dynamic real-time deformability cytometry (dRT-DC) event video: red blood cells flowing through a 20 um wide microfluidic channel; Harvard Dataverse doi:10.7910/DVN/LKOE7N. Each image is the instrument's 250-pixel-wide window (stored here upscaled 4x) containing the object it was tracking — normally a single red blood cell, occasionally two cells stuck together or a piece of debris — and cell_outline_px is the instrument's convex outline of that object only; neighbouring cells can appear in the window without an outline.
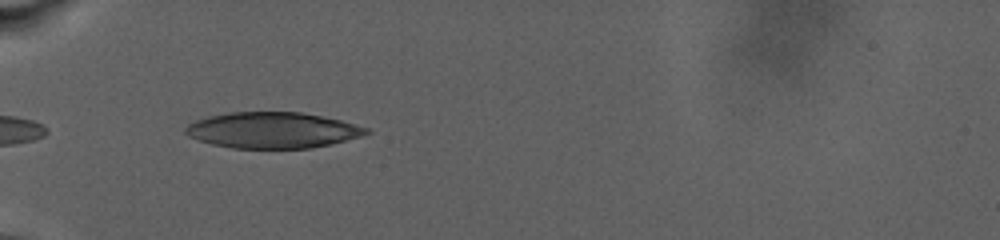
{"species": "human", "species_latin": "Homo sapiens", "temperature_condition": "warm", "stored_images_in_passage": 27, "camera_frame_rate_fps": 3000, "um_per_image_px": 0.085, "donor": {"sex": "male"}, "frame": {"image": 1, "passage_image": 1, "time_ms": 0.0, "image_size_px": [1000, 240], "cell_outline_px": [[372, 132], [360, 136], [332, 144], [312, 148], [232, 148], [212, 144], [188, 136], [184, 132], [184, 128], [188, 124], [196, 120], [208, 116], [228, 112], [300, 112], [324, 116], [340, 120], [368, 128]], "centroid_in_image_um": [23.16, 11.06], "position_along_channel_um": 61.8, "area_um2": 37.92}}
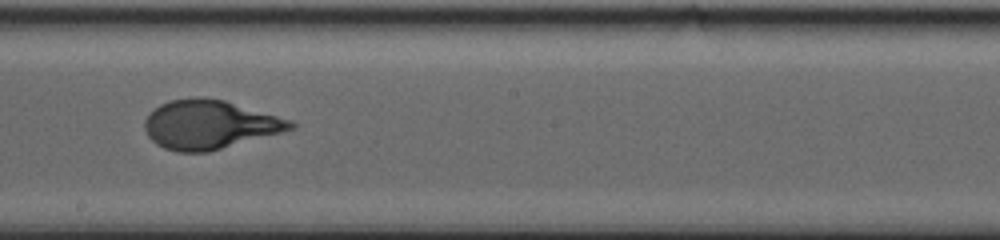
{"frame": {"image": 2, "passage_image": 12, "time_ms": 7.333, "image_size_px": [1000, 240], "cell_outline_px": [[296, 128], [208, 152], [176, 152], [164, 148], [156, 144], [148, 136], [144, 128], [144, 120], [160, 104], [168, 100], [200, 96], [204, 96], [224, 100], [292, 120], [296, 124]], "centroid_in_image_um": [17.8, 10.58], "position_along_channel_um": 230.4, "area_um2": 41.5}}
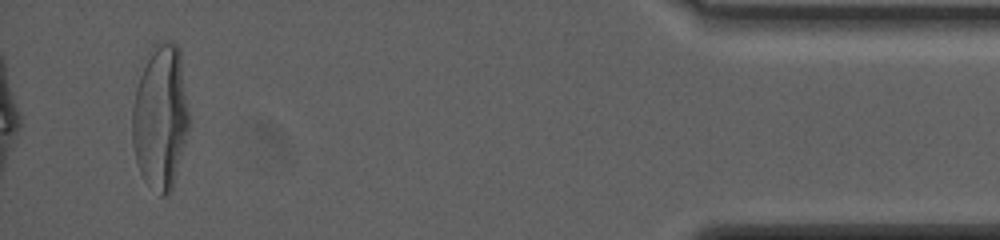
{"frame": {"image": 3, "passage_image": 27, "time_ms": 17.333, "image_size_px": [1000, 240], "cell_outline_px": [[188, 132], [172, 188], [168, 196], [160, 196], [144, 180], [140, 172], [136, 160], [132, 144], [132, 104], [136, 88], [148, 52], [152, 44], [160, 40], [172, 40], [176, 44], [180, 52], [188, 112]], "centroid_in_image_um": [13.62, 9.93], "position_along_channel_um": 421.6, "area_um2": 47.92}, "authors_computed_cell_mechanics": {"area_um2": 41.3848, "velocity_mm_per_s": 2.489, "shape_relaxation_time_tau1_ms": 6.7929, "shape_relaxation_time_tau2_ms": null, "deformation_change_tau1": 0.2372, "deformation_change_tau2": null}}